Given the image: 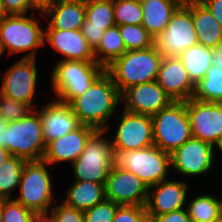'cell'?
Wrapping results in <instances>:
<instances>
[{"label":"cell","instance_id":"c3c4849f","mask_svg":"<svg viewBox=\"0 0 222 222\" xmlns=\"http://www.w3.org/2000/svg\"><path fill=\"white\" fill-rule=\"evenodd\" d=\"M8 14L6 13L3 3L0 0V22L7 16Z\"/></svg>","mask_w":222,"mask_h":222},{"label":"cell","instance_id":"2e32d148","mask_svg":"<svg viewBox=\"0 0 222 222\" xmlns=\"http://www.w3.org/2000/svg\"><path fill=\"white\" fill-rule=\"evenodd\" d=\"M124 110L136 114L154 115L173 101L157 81L129 87L121 94Z\"/></svg>","mask_w":222,"mask_h":222},{"label":"cell","instance_id":"e575fe53","mask_svg":"<svg viewBox=\"0 0 222 222\" xmlns=\"http://www.w3.org/2000/svg\"><path fill=\"white\" fill-rule=\"evenodd\" d=\"M119 204L105 200L83 212L84 222H112Z\"/></svg>","mask_w":222,"mask_h":222},{"label":"cell","instance_id":"60d3db41","mask_svg":"<svg viewBox=\"0 0 222 222\" xmlns=\"http://www.w3.org/2000/svg\"><path fill=\"white\" fill-rule=\"evenodd\" d=\"M156 222H190L187 209L182 208L167 214L154 217Z\"/></svg>","mask_w":222,"mask_h":222},{"label":"cell","instance_id":"f6af8a7d","mask_svg":"<svg viewBox=\"0 0 222 222\" xmlns=\"http://www.w3.org/2000/svg\"><path fill=\"white\" fill-rule=\"evenodd\" d=\"M7 122L0 116V147L5 148V130Z\"/></svg>","mask_w":222,"mask_h":222},{"label":"cell","instance_id":"7dc6e473","mask_svg":"<svg viewBox=\"0 0 222 222\" xmlns=\"http://www.w3.org/2000/svg\"><path fill=\"white\" fill-rule=\"evenodd\" d=\"M12 155L6 148L0 147V166H2L6 160L11 157Z\"/></svg>","mask_w":222,"mask_h":222},{"label":"cell","instance_id":"3957f363","mask_svg":"<svg viewBox=\"0 0 222 222\" xmlns=\"http://www.w3.org/2000/svg\"><path fill=\"white\" fill-rule=\"evenodd\" d=\"M104 71L95 60H60L53 67L50 80L56 100L69 103L81 96Z\"/></svg>","mask_w":222,"mask_h":222},{"label":"cell","instance_id":"9a60e30c","mask_svg":"<svg viewBox=\"0 0 222 222\" xmlns=\"http://www.w3.org/2000/svg\"><path fill=\"white\" fill-rule=\"evenodd\" d=\"M214 148L211 144L192 137L170 154L171 167L183 176L208 173L214 162Z\"/></svg>","mask_w":222,"mask_h":222},{"label":"cell","instance_id":"7402d4cb","mask_svg":"<svg viewBox=\"0 0 222 222\" xmlns=\"http://www.w3.org/2000/svg\"><path fill=\"white\" fill-rule=\"evenodd\" d=\"M43 17L50 18L45 29L80 30L85 20V0H56Z\"/></svg>","mask_w":222,"mask_h":222},{"label":"cell","instance_id":"7c38bea8","mask_svg":"<svg viewBox=\"0 0 222 222\" xmlns=\"http://www.w3.org/2000/svg\"><path fill=\"white\" fill-rule=\"evenodd\" d=\"M104 187L106 200L119 205H146L149 187L130 171L113 166Z\"/></svg>","mask_w":222,"mask_h":222},{"label":"cell","instance_id":"681fc988","mask_svg":"<svg viewBox=\"0 0 222 222\" xmlns=\"http://www.w3.org/2000/svg\"><path fill=\"white\" fill-rule=\"evenodd\" d=\"M140 222H156L155 218L145 215Z\"/></svg>","mask_w":222,"mask_h":222},{"label":"cell","instance_id":"8992f818","mask_svg":"<svg viewBox=\"0 0 222 222\" xmlns=\"http://www.w3.org/2000/svg\"><path fill=\"white\" fill-rule=\"evenodd\" d=\"M114 166L134 173L150 187L166 180L171 157L155 145L138 150H114Z\"/></svg>","mask_w":222,"mask_h":222},{"label":"cell","instance_id":"f35d334b","mask_svg":"<svg viewBox=\"0 0 222 222\" xmlns=\"http://www.w3.org/2000/svg\"><path fill=\"white\" fill-rule=\"evenodd\" d=\"M80 30L83 36L86 38L89 46L94 51L104 35V27L88 26V20L85 18Z\"/></svg>","mask_w":222,"mask_h":222},{"label":"cell","instance_id":"8fae6325","mask_svg":"<svg viewBox=\"0 0 222 222\" xmlns=\"http://www.w3.org/2000/svg\"><path fill=\"white\" fill-rule=\"evenodd\" d=\"M36 60L20 58L8 68L3 76L0 94L34 108L33 99L38 78Z\"/></svg>","mask_w":222,"mask_h":222},{"label":"cell","instance_id":"603a6c76","mask_svg":"<svg viewBox=\"0 0 222 222\" xmlns=\"http://www.w3.org/2000/svg\"><path fill=\"white\" fill-rule=\"evenodd\" d=\"M192 19L198 44L213 49L222 43L221 25L200 0H192Z\"/></svg>","mask_w":222,"mask_h":222},{"label":"cell","instance_id":"277c9868","mask_svg":"<svg viewBox=\"0 0 222 222\" xmlns=\"http://www.w3.org/2000/svg\"><path fill=\"white\" fill-rule=\"evenodd\" d=\"M5 148L12 156L26 162L43 159L46 144L38 110H32L21 119L8 122L5 130Z\"/></svg>","mask_w":222,"mask_h":222},{"label":"cell","instance_id":"b9f144b4","mask_svg":"<svg viewBox=\"0 0 222 222\" xmlns=\"http://www.w3.org/2000/svg\"><path fill=\"white\" fill-rule=\"evenodd\" d=\"M217 19L222 27V0H200Z\"/></svg>","mask_w":222,"mask_h":222},{"label":"cell","instance_id":"ffe728a7","mask_svg":"<svg viewBox=\"0 0 222 222\" xmlns=\"http://www.w3.org/2000/svg\"><path fill=\"white\" fill-rule=\"evenodd\" d=\"M38 113L42 121L43 138L46 145L81 125L69 104L55 99L46 103Z\"/></svg>","mask_w":222,"mask_h":222},{"label":"cell","instance_id":"e0dca14e","mask_svg":"<svg viewBox=\"0 0 222 222\" xmlns=\"http://www.w3.org/2000/svg\"><path fill=\"white\" fill-rule=\"evenodd\" d=\"M156 81L172 101L186 102L193 96L195 84L189 78L179 57L162 58Z\"/></svg>","mask_w":222,"mask_h":222},{"label":"cell","instance_id":"5b68a950","mask_svg":"<svg viewBox=\"0 0 222 222\" xmlns=\"http://www.w3.org/2000/svg\"><path fill=\"white\" fill-rule=\"evenodd\" d=\"M151 117L153 144L168 154H172L193 137L187 114V101H173Z\"/></svg>","mask_w":222,"mask_h":222},{"label":"cell","instance_id":"4316f807","mask_svg":"<svg viewBox=\"0 0 222 222\" xmlns=\"http://www.w3.org/2000/svg\"><path fill=\"white\" fill-rule=\"evenodd\" d=\"M126 51L119 26L115 25L105 30L101 42L94 50L95 61L106 68Z\"/></svg>","mask_w":222,"mask_h":222},{"label":"cell","instance_id":"816d5d0a","mask_svg":"<svg viewBox=\"0 0 222 222\" xmlns=\"http://www.w3.org/2000/svg\"><path fill=\"white\" fill-rule=\"evenodd\" d=\"M215 147H217V149H219L220 152L222 153V138L219 140V142L217 143Z\"/></svg>","mask_w":222,"mask_h":222},{"label":"cell","instance_id":"30bf717a","mask_svg":"<svg viewBox=\"0 0 222 222\" xmlns=\"http://www.w3.org/2000/svg\"><path fill=\"white\" fill-rule=\"evenodd\" d=\"M43 160L26 162L20 180V195L15 201L35 214H47L53 203L51 175Z\"/></svg>","mask_w":222,"mask_h":222},{"label":"cell","instance_id":"f5cc1de1","mask_svg":"<svg viewBox=\"0 0 222 222\" xmlns=\"http://www.w3.org/2000/svg\"><path fill=\"white\" fill-rule=\"evenodd\" d=\"M5 52L2 42L0 41V57Z\"/></svg>","mask_w":222,"mask_h":222},{"label":"cell","instance_id":"f907efd6","mask_svg":"<svg viewBox=\"0 0 222 222\" xmlns=\"http://www.w3.org/2000/svg\"><path fill=\"white\" fill-rule=\"evenodd\" d=\"M0 222H3V199H0Z\"/></svg>","mask_w":222,"mask_h":222},{"label":"cell","instance_id":"bcb514c9","mask_svg":"<svg viewBox=\"0 0 222 222\" xmlns=\"http://www.w3.org/2000/svg\"><path fill=\"white\" fill-rule=\"evenodd\" d=\"M30 222H54L48 214H35Z\"/></svg>","mask_w":222,"mask_h":222},{"label":"cell","instance_id":"83f0119b","mask_svg":"<svg viewBox=\"0 0 222 222\" xmlns=\"http://www.w3.org/2000/svg\"><path fill=\"white\" fill-rule=\"evenodd\" d=\"M186 209L190 221L218 222L222 219V200L214 195L202 194L194 197Z\"/></svg>","mask_w":222,"mask_h":222},{"label":"cell","instance_id":"484cf974","mask_svg":"<svg viewBox=\"0 0 222 222\" xmlns=\"http://www.w3.org/2000/svg\"><path fill=\"white\" fill-rule=\"evenodd\" d=\"M179 58L189 78L196 84L212 66V48L197 44L188 48Z\"/></svg>","mask_w":222,"mask_h":222},{"label":"cell","instance_id":"4dcf8cb0","mask_svg":"<svg viewBox=\"0 0 222 222\" xmlns=\"http://www.w3.org/2000/svg\"><path fill=\"white\" fill-rule=\"evenodd\" d=\"M85 18L88 26L104 27L115 26L114 0H85Z\"/></svg>","mask_w":222,"mask_h":222},{"label":"cell","instance_id":"d590c367","mask_svg":"<svg viewBox=\"0 0 222 222\" xmlns=\"http://www.w3.org/2000/svg\"><path fill=\"white\" fill-rule=\"evenodd\" d=\"M35 213L12 199H3V222H30Z\"/></svg>","mask_w":222,"mask_h":222},{"label":"cell","instance_id":"d6986e66","mask_svg":"<svg viewBox=\"0 0 222 222\" xmlns=\"http://www.w3.org/2000/svg\"><path fill=\"white\" fill-rule=\"evenodd\" d=\"M96 131L93 127L80 125L66 135L46 145L43 161L49 165L67 162L74 163L82 154L89 137Z\"/></svg>","mask_w":222,"mask_h":222},{"label":"cell","instance_id":"d6a6232c","mask_svg":"<svg viewBox=\"0 0 222 222\" xmlns=\"http://www.w3.org/2000/svg\"><path fill=\"white\" fill-rule=\"evenodd\" d=\"M140 0H114V20L120 25H142Z\"/></svg>","mask_w":222,"mask_h":222},{"label":"cell","instance_id":"ba28073f","mask_svg":"<svg viewBox=\"0 0 222 222\" xmlns=\"http://www.w3.org/2000/svg\"><path fill=\"white\" fill-rule=\"evenodd\" d=\"M40 21L26 14L7 15L0 22V41L4 50L9 55L28 52L22 58H36L39 47L44 46V30L39 25Z\"/></svg>","mask_w":222,"mask_h":222},{"label":"cell","instance_id":"9c48e42d","mask_svg":"<svg viewBox=\"0 0 222 222\" xmlns=\"http://www.w3.org/2000/svg\"><path fill=\"white\" fill-rule=\"evenodd\" d=\"M197 44L198 38L192 19V0H187L173 13L166 28L154 37V45L163 57H179Z\"/></svg>","mask_w":222,"mask_h":222},{"label":"cell","instance_id":"1f68e13d","mask_svg":"<svg viewBox=\"0 0 222 222\" xmlns=\"http://www.w3.org/2000/svg\"><path fill=\"white\" fill-rule=\"evenodd\" d=\"M119 31L127 51L147 49L154 45V37L143 25H120Z\"/></svg>","mask_w":222,"mask_h":222},{"label":"cell","instance_id":"cb8c5ba5","mask_svg":"<svg viewBox=\"0 0 222 222\" xmlns=\"http://www.w3.org/2000/svg\"><path fill=\"white\" fill-rule=\"evenodd\" d=\"M142 25L155 37L168 25L173 13L182 4L180 0H140Z\"/></svg>","mask_w":222,"mask_h":222},{"label":"cell","instance_id":"d4e9b609","mask_svg":"<svg viewBox=\"0 0 222 222\" xmlns=\"http://www.w3.org/2000/svg\"><path fill=\"white\" fill-rule=\"evenodd\" d=\"M106 200L105 187L93 181H75L66 192L63 203L79 211H86Z\"/></svg>","mask_w":222,"mask_h":222},{"label":"cell","instance_id":"ee69618b","mask_svg":"<svg viewBox=\"0 0 222 222\" xmlns=\"http://www.w3.org/2000/svg\"><path fill=\"white\" fill-rule=\"evenodd\" d=\"M212 65L222 70V43L212 49Z\"/></svg>","mask_w":222,"mask_h":222},{"label":"cell","instance_id":"7a4b0ae2","mask_svg":"<svg viewBox=\"0 0 222 222\" xmlns=\"http://www.w3.org/2000/svg\"><path fill=\"white\" fill-rule=\"evenodd\" d=\"M162 58L155 45L147 49L126 51L107 66L105 71L122 94L129 87L156 81Z\"/></svg>","mask_w":222,"mask_h":222},{"label":"cell","instance_id":"44dd1931","mask_svg":"<svg viewBox=\"0 0 222 222\" xmlns=\"http://www.w3.org/2000/svg\"><path fill=\"white\" fill-rule=\"evenodd\" d=\"M46 42L64 56L61 60H95L94 51L81 30L44 29V44Z\"/></svg>","mask_w":222,"mask_h":222},{"label":"cell","instance_id":"52a82bcc","mask_svg":"<svg viewBox=\"0 0 222 222\" xmlns=\"http://www.w3.org/2000/svg\"><path fill=\"white\" fill-rule=\"evenodd\" d=\"M106 130H96L88 139L82 154L72 163L74 181H93L105 185L110 169L114 166L111 141L103 138Z\"/></svg>","mask_w":222,"mask_h":222},{"label":"cell","instance_id":"74e56055","mask_svg":"<svg viewBox=\"0 0 222 222\" xmlns=\"http://www.w3.org/2000/svg\"><path fill=\"white\" fill-rule=\"evenodd\" d=\"M145 215V206L119 205L112 222H140Z\"/></svg>","mask_w":222,"mask_h":222},{"label":"cell","instance_id":"6da1fadb","mask_svg":"<svg viewBox=\"0 0 222 222\" xmlns=\"http://www.w3.org/2000/svg\"><path fill=\"white\" fill-rule=\"evenodd\" d=\"M119 102L121 94L112 77L104 71L81 96L68 104L82 125L107 131V121Z\"/></svg>","mask_w":222,"mask_h":222},{"label":"cell","instance_id":"7bdbcfd3","mask_svg":"<svg viewBox=\"0 0 222 222\" xmlns=\"http://www.w3.org/2000/svg\"><path fill=\"white\" fill-rule=\"evenodd\" d=\"M56 0H28L29 8L38 11L42 16L51 8Z\"/></svg>","mask_w":222,"mask_h":222},{"label":"cell","instance_id":"4fadbf2b","mask_svg":"<svg viewBox=\"0 0 222 222\" xmlns=\"http://www.w3.org/2000/svg\"><path fill=\"white\" fill-rule=\"evenodd\" d=\"M192 136L216 146L222 138V103L187 100Z\"/></svg>","mask_w":222,"mask_h":222},{"label":"cell","instance_id":"f1b7e54d","mask_svg":"<svg viewBox=\"0 0 222 222\" xmlns=\"http://www.w3.org/2000/svg\"><path fill=\"white\" fill-rule=\"evenodd\" d=\"M192 98L207 103H222V70L212 65L205 77L195 84Z\"/></svg>","mask_w":222,"mask_h":222},{"label":"cell","instance_id":"ac0fdd59","mask_svg":"<svg viewBox=\"0 0 222 222\" xmlns=\"http://www.w3.org/2000/svg\"><path fill=\"white\" fill-rule=\"evenodd\" d=\"M188 182L164 180L150 186L147 202L145 205L146 215L156 217L185 208ZM152 190V191H151Z\"/></svg>","mask_w":222,"mask_h":222},{"label":"cell","instance_id":"f546056e","mask_svg":"<svg viewBox=\"0 0 222 222\" xmlns=\"http://www.w3.org/2000/svg\"><path fill=\"white\" fill-rule=\"evenodd\" d=\"M25 163L22 158L11 156L0 166V199H12L11 193L20 184Z\"/></svg>","mask_w":222,"mask_h":222},{"label":"cell","instance_id":"8d00e7d4","mask_svg":"<svg viewBox=\"0 0 222 222\" xmlns=\"http://www.w3.org/2000/svg\"><path fill=\"white\" fill-rule=\"evenodd\" d=\"M47 213L54 222H84L83 212L62 203L51 208Z\"/></svg>","mask_w":222,"mask_h":222},{"label":"cell","instance_id":"5bb4252c","mask_svg":"<svg viewBox=\"0 0 222 222\" xmlns=\"http://www.w3.org/2000/svg\"><path fill=\"white\" fill-rule=\"evenodd\" d=\"M114 139L113 150H138L153 144L152 117L124 110Z\"/></svg>","mask_w":222,"mask_h":222},{"label":"cell","instance_id":"ab89813d","mask_svg":"<svg viewBox=\"0 0 222 222\" xmlns=\"http://www.w3.org/2000/svg\"><path fill=\"white\" fill-rule=\"evenodd\" d=\"M8 15L26 14L30 10L28 0H1Z\"/></svg>","mask_w":222,"mask_h":222},{"label":"cell","instance_id":"836d02e7","mask_svg":"<svg viewBox=\"0 0 222 222\" xmlns=\"http://www.w3.org/2000/svg\"><path fill=\"white\" fill-rule=\"evenodd\" d=\"M33 110L28 104L15 101L0 94V116L8 123L26 116Z\"/></svg>","mask_w":222,"mask_h":222}]
</instances>
